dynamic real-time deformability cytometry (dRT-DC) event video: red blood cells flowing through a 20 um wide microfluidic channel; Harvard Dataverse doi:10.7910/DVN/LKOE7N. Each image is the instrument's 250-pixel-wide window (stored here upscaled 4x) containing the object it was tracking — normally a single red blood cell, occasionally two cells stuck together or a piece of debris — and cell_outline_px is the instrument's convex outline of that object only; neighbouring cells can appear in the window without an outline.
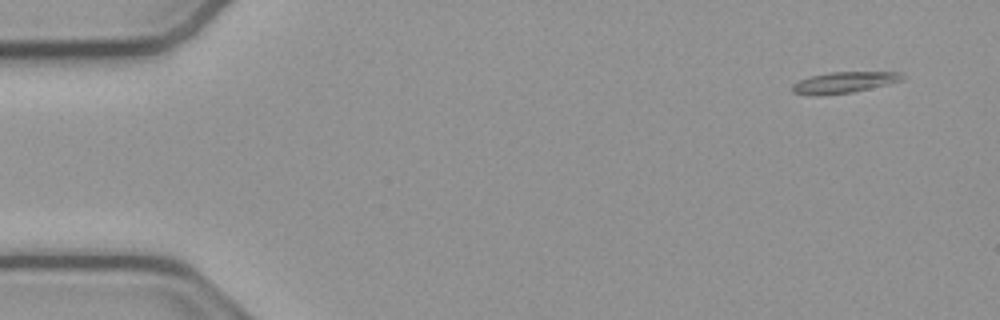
{"species": "common noctule bat (a hibernating species)", "species_latin": "Nyctalus noctula", "temperature_condition": "cold", "stored_images_in_passage": 11, "camera_frame_rate_fps": 3000, "um_per_image_px": 0.085, "animal": {"sex": "male", "body_mass_g": 23.1, "forearm_length_mm": 52.7}, "frame": {"image": 1, "passage_image": 1, "time_ms": 0.0, "image_size_px": [1000, 320], "cell_outline_px": [[904, 76], [900, 80], [852, 92], [792, 92], [792, 84], [808, 76], [832, 72], [900, 72]], "centroid_in_image_um": [71.78, 6.94], "position_along_channel_um": 13.2, "area_um2": 12.37}}